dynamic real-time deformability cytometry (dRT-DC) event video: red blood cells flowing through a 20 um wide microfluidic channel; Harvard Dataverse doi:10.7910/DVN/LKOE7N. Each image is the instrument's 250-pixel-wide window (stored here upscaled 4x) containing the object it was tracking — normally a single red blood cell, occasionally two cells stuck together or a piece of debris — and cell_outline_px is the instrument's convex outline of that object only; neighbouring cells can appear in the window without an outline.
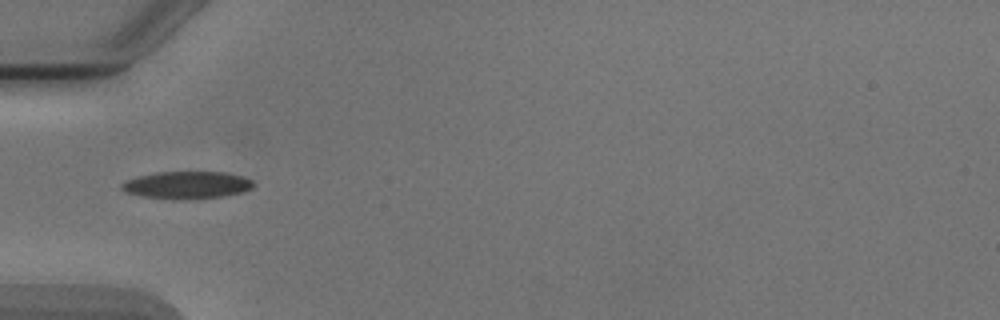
{"species": "Egyptian fruit bat (a non-hibernating species)", "species_latin": "Rousettus aegyptiacus", "temperature_condition": "cold", "stored_images_in_passage": 7, "camera_frame_rate_fps": 3000, "um_per_image_px": 0.085, "animal": {"sex": "male"}, "frame": {"image": 1, "passage_image": 4, "time_ms": 3.667, "image_size_px": [1000, 320], "cell_outline_px": [[256, 184], [252, 188], [244, 192], [224, 196], [188, 200], [180, 200], [140, 196], [124, 192], [120, 188], [120, 184], [136, 176], [156, 172], [224, 172], [244, 176], [252, 180]], "centroid_in_image_um": [15.9, 15.74], "position_along_channel_um": 69.1, "area_um2": 21.44}}
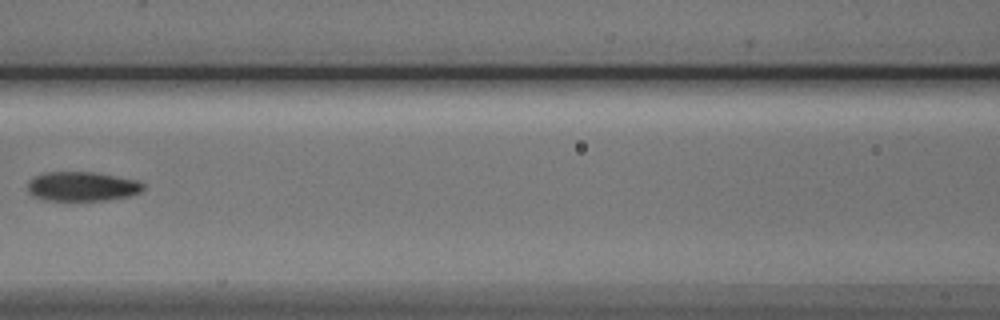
{"frame": {"image": 2, "passage_image": 6, "time_ms": 6.0, "image_size_px": [1000, 320], "cell_outline_px": [[144, 188], [140, 192], [128, 196], [104, 200], [44, 200], [32, 196], [28, 192], [28, 180], [32, 176], [44, 172], [92, 172], [136, 180], [144, 184]], "centroid_in_image_um": [6.91, 15.84], "position_along_channel_um": 159.7, "area_um2": 19.77}}
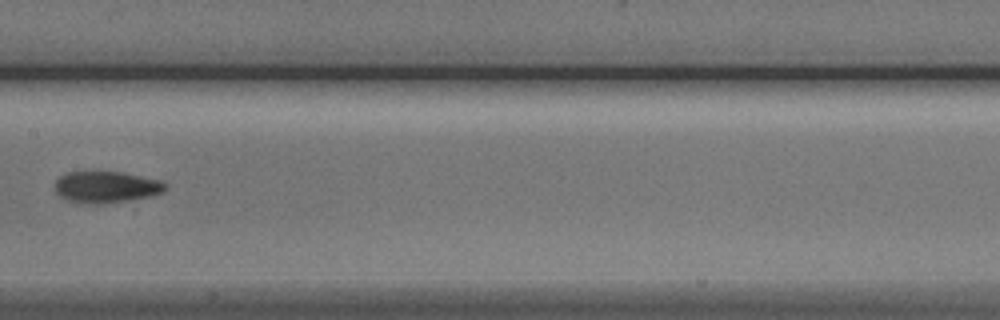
{"frame": {"image": 3, "passage_image": 7, "time_ms": 7.0, "image_size_px": [1000, 320], "cell_outline_px": [[168, 188], [164, 192], [152, 196], [104, 204], [80, 204], [64, 200], [52, 188], [56, 180], [60, 176], [68, 172], [84, 168], [120, 172], [164, 180], [168, 184]], "centroid_in_image_um": [8.99, 15.86], "position_along_channel_um": 198.4, "area_um2": 21.62}}